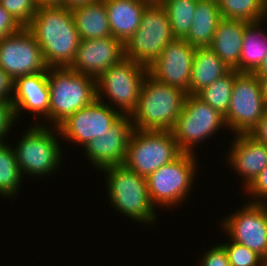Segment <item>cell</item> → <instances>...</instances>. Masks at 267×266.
Here are the masks:
<instances>
[{
	"label": "cell",
	"mask_w": 267,
	"mask_h": 266,
	"mask_svg": "<svg viewBox=\"0 0 267 266\" xmlns=\"http://www.w3.org/2000/svg\"><path fill=\"white\" fill-rule=\"evenodd\" d=\"M26 28L38 42L48 68L71 65L80 43L71 9L65 6L38 7Z\"/></svg>",
	"instance_id": "obj_1"
},
{
	"label": "cell",
	"mask_w": 267,
	"mask_h": 266,
	"mask_svg": "<svg viewBox=\"0 0 267 266\" xmlns=\"http://www.w3.org/2000/svg\"><path fill=\"white\" fill-rule=\"evenodd\" d=\"M187 93L156 81L149 74L143 80L138 106L130 115L137 130L171 131L182 112Z\"/></svg>",
	"instance_id": "obj_2"
},
{
	"label": "cell",
	"mask_w": 267,
	"mask_h": 266,
	"mask_svg": "<svg viewBox=\"0 0 267 266\" xmlns=\"http://www.w3.org/2000/svg\"><path fill=\"white\" fill-rule=\"evenodd\" d=\"M101 171L106 173L107 198L116 211L138 224L153 225L156 222L157 208L150 199L145 177L124 164L106 167Z\"/></svg>",
	"instance_id": "obj_3"
},
{
	"label": "cell",
	"mask_w": 267,
	"mask_h": 266,
	"mask_svg": "<svg viewBox=\"0 0 267 266\" xmlns=\"http://www.w3.org/2000/svg\"><path fill=\"white\" fill-rule=\"evenodd\" d=\"M29 125L30 128L12 147L22 176L29 174L30 177L42 179L56 172L62 165L63 149L57 138L60 131L58 127L48 126V122L41 124L35 121Z\"/></svg>",
	"instance_id": "obj_4"
},
{
	"label": "cell",
	"mask_w": 267,
	"mask_h": 266,
	"mask_svg": "<svg viewBox=\"0 0 267 266\" xmlns=\"http://www.w3.org/2000/svg\"><path fill=\"white\" fill-rule=\"evenodd\" d=\"M48 87L49 122L53 127L97 98L96 79L69 67H49Z\"/></svg>",
	"instance_id": "obj_5"
},
{
	"label": "cell",
	"mask_w": 267,
	"mask_h": 266,
	"mask_svg": "<svg viewBox=\"0 0 267 266\" xmlns=\"http://www.w3.org/2000/svg\"><path fill=\"white\" fill-rule=\"evenodd\" d=\"M147 74V67L123 57L96 79L97 99L122 115L130 116L138 106L140 90Z\"/></svg>",
	"instance_id": "obj_6"
},
{
	"label": "cell",
	"mask_w": 267,
	"mask_h": 266,
	"mask_svg": "<svg viewBox=\"0 0 267 266\" xmlns=\"http://www.w3.org/2000/svg\"><path fill=\"white\" fill-rule=\"evenodd\" d=\"M196 158L195 154L181 153L146 178L149 196L156 208L171 209V206L181 205L185 198L187 200L198 169Z\"/></svg>",
	"instance_id": "obj_7"
},
{
	"label": "cell",
	"mask_w": 267,
	"mask_h": 266,
	"mask_svg": "<svg viewBox=\"0 0 267 266\" xmlns=\"http://www.w3.org/2000/svg\"><path fill=\"white\" fill-rule=\"evenodd\" d=\"M175 36L163 5H147L139 28L126 40L124 57L149 68Z\"/></svg>",
	"instance_id": "obj_8"
},
{
	"label": "cell",
	"mask_w": 267,
	"mask_h": 266,
	"mask_svg": "<svg viewBox=\"0 0 267 266\" xmlns=\"http://www.w3.org/2000/svg\"><path fill=\"white\" fill-rule=\"evenodd\" d=\"M182 152L171 131L137 130L131 134L124 165L147 178Z\"/></svg>",
	"instance_id": "obj_9"
},
{
	"label": "cell",
	"mask_w": 267,
	"mask_h": 266,
	"mask_svg": "<svg viewBox=\"0 0 267 266\" xmlns=\"http://www.w3.org/2000/svg\"><path fill=\"white\" fill-rule=\"evenodd\" d=\"M227 128L224 116L196 95L187 94L171 133L182 153L194 154L195 146ZM217 131V132H216Z\"/></svg>",
	"instance_id": "obj_10"
},
{
	"label": "cell",
	"mask_w": 267,
	"mask_h": 266,
	"mask_svg": "<svg viewBox=\"0 0 267 266\" xmlns=\"http://www.w3.org/2000/svg\"><path fill=\"white\" fill-rule=\"evenodd\" d=\"M267 109L261 87L254 73L235 70L229 110L224 116L227 129L236 134H249Z\"/></svg>",
	"instance_id": "obj_11"
},
{
	"label": "cell",
	"mask_w": 267,
	"mask_h": 266,
	"mask_svg": "<svg viewBox=\"0 0 267 266\" xmlns=\"http://www.w3.org/2000/svg\"><path fill=\"white\" fill-rule=\"evenodd\" d=\"M227 216L220 223L226 236L264 258L267 255V204L245 202L241 209Z\"/></svg>",
	"instance_id": "obj_12"
},
{
	"label": "cell",
	"mask_w": 267,
	"mask_h": 266,
	"mask_svg": "<svg viewBox=\"0 0 267 266\" xmlns=\"http://www.w3.org/2000/svg\"><path fill=\"white\" fill-rule=\"evenodd\" d=\"M123 115L97 98L62 122L58 129L63 140L85 147L108 132Z\"/></svg>",
	"instance_id": "obj_13"
},
{
	"label": "cell",
	"mask_w": 267,
	"mask_h": 266,
	"mask_svg": "<svg viewBox=\"0 0 267 266\" xmlns=\"http://www.w3.org/2000/svg\"><path fill=\"white\" fill-rule=\"evenodd\" d=\"M0 68L14 80L48 68L38 42L26 27L0 40Z\"/></svg>",
	"instance_id": "obj_14"
},
{
	"label": "cell",
	"mask_w": 267,
	"mask_h": 266,
	"mask_svg": "<svg viewBox=\"0 0 267 266\" xmlns=\"http://www.w3.org/2000/svg\"><path fill=\"white\" fill-rule=\"evenodd\" d=\"M195 47L185 39L169 42L159 58L148 68V74L156 81L180 88L189 94V84Z\"/></svg>",
	"instance_id": "obj_15"
},
{
	"label": "cell",
	"mask_w": 267,
	"mask_h": 266,
	"mask_svg": "<svg viewBox=\"0 0 267 266\" xmlns=\"http://www.w3.org/2000/svg\"><path fill=\"white\" fill-rule=\"evenodd\" d=\"M134 131L129 115H123L108 132L90 141L84 152L96 170L106 167L122 165L125 161L128 143Z\"/></svg>",
	"instance_id": "obj_16"
},
{
	"label": "cell",
	"mask_w": 267,
	"mask_h": 266,
	"mask_svg": "<svg viewBox=\"0 0 267 266\" xmlns=\"http://www.w3.org/2000/svg\"><path fill=\"white\" fill-rule=\"evenodd\" d=\"M124 57L123 43L109 36L101 39L80 40L70 69L97 79L108 68Z\"/></svg>",
	"instance_id": "obj_17"
},
{
	"label": "cell",
	"mask_w": 267,
	"mask_h": 266,
	"mask_svg": "<svg viewBox=\"0 0 267 266\" xmlns=\"http://www.w3.org/2000/svg\"><path fill=\"white\" fill-rule=\"evenodd\" d=\"M230 143L227 153V163L232 167L237 176L243 177L242 183L245 190L267 167V146L257 141L250 134H236ZM236 172H235V171Z\"/></svg>",
	"instance_id": "obj_18"
},
{
	"label": "cell",
	"mask_w": 267,
	"mask_h": 266,
	"mask_svg": "<svg viewBox=\"0 0 267 266\" xmlns=\"http://www.w3.org/2000/svg\"><path fill=\"white\" fill-rule=\"evenodd\" d=\"M48 68L39 73L20 76L14 80L13 106L18 120L25 111L49 122ZM37 115V116H36Z\"/></svg>",
	"instance_id": "obj_19"
},
{
	"label": "cell",
	"mask_w": 267,
	"mask_h": 266,
	"mask_svg": "<svg viewBox=\"0 0 267 266\" xmlns=\"http://www.w3.org/2000/svg\"><path fill=\"white\" fill-rule=\"evenodd\" d=\"M112 36L123 44L139 28L148 5L141 0H104Z\"/></svg>",
	"instance_id": "obj_20"
},
{
	"label": "cell",
	"mask_w": 267,
	"mask_h": 266,
	"mask_svg": "<svg viewBox=\"0 0 267 266\" xmlns=\"http://www.w3.org/2000/svg\"><path fill=\"white\" fill-rule=\"evenodd\" d=\"M247 21L222 18L209 46L217 56L230 68L239 64L243 45V34Z\"/></svg>",
	"instance_id": "obj_21"
},
{
	"label": "cell",
	"mask_w": 267,
	"mask_h": 266,
	"mask_svg": "<svg viewBox=\"0 0 267 266\" xmlns=\"http://www.w3.org/2000/svg\"><path fill=\"white\" fill-rule=\"evenodd\" d=\"M230 70L210 47H197L193 57L189 94L196 95Z\"/></svg>",
	"instance_id": "obj_22"
},
{
	"label": "cell",
	"mask_w": 267,
	"mask_h": 266,
	"mask_svg": "<svg viewBox=\"0 0 267 266\" xmlns=\"http://www.w3.org/2000/svg\"><path fill=\"white\" fill-rule=\"evenodd\" d=\"M80 40L112 36L104 0H97L71 10Z\"/></svg>",
	"instance_id": "obj_23"
},
{
	"label": "cell",
	"mask_w": 267,
	"mask_h": 266,
	"mask_svg": "<svg viewBox=\"0 0 267 266\" xmlns=\"http://www.w3.org/2000/svg\"><path fill=\"white\" fill-rule=\"evenodd\" d=\"M221 19L218 1L198 0L193 23L185 40L195 48L209 47Z\"/></svg>",
	"instance_id": "obj_24"
},
{
	"label": "cell",
	"mask_w": 267,
	"mask_h": 266,
	"mask_svg": "<svg viewBox=\"0 0 267 266\" xmlns=\"http://www.w3.org/2000/svg\"><path fill=\"white\" fill-rule=\"evenodd\" d=\"M264 21L249 23L246 26L239 64L234 68L237 72L255 73L266 57L267 31L262 27Z\"/></svg>",
	"instance_id": "obj_25"
},
{
	"label": "cell",
	"mask_w": 267,
	"mask_h": 266,
	"mask_svg": "<svg viewBox=\"0 0 267 266\" xmlns=\"http://www.w3.org/2000/svg\"><path fill=\"white\" fill-rule=\"evenodd\" d=\"M218 6L224 19L249 23L267 19V9L263 0H218Z\"/></svg>",
	"instance_id": "obj_26"
},
{
	"label": "cell",
	"mask_w": 267,
	"mask_h": 266,
	"mask_svg": "<svg viewBox=\"0 0 267 266\" xmlns=\"http://www.w3.org/2000/svg\"><path fill=\"white\" fill-rule=\"evenodd\" d=\"M198 0H165L162 4L168 15L175 38L185 39L192 26Z\"/></svg>",
	"instance_id": "obj_27"
},
{
	"label": "cell",
	"mask_w": 267,
	"mask_h": 266,
	"mask_svg": "<svg viewBox=\"0 0 267 266\" xmlns=\"http://www.w3.org/2000/svg\"><path fill=\"white\" fill-rule=\"evenodd\" d=\"M235 69L200 90L196 96L225 116L229 110Z\"/></svg>",
	"instance_id": "obj_28"
},
{
	"label": "cell",
	"mask_w": 267,
	"mask_h": 266,
	"mask_svg": "<svg viewBox=\"0 0 267 266\" xmlns=\"http://www.w3.org/2000/svg\"><path fill=\"white\" fill-rule=\"evenodd\" d=\"M20 172L12 144L0 152V195L12 199L20 192L22 184Z\"/></svg>",
	"instance_id": "obj_29"
},
{
	"label": "cell",
	"mask_w": 267,
	"mask_h": 266,
	"mask_svg": "<svg viewBox=\"0 0 267 266\" xmlns=\"http://www.w3.org/2000/svg\"><path fill=\"white\" fill-rule=\"evenodd\" d=\"M223 243L231 266H263V258L244 245L229 240Z\"/></svg>",
	"instance_id": "obj_30"
},
{
	"label": "cell",
	"mask_w": 267,
	"mask_h": 266,
	"mask_svg": "<svg viewBox=\"0 0 267 266\" xmlns=\"http://www.w3.org/2000/svg\"><path fill=\"white\" fill-rule=\"evenodd\" d=\"M0 5L23 27L31 22L38 8L35 0H0Z\"/></svg>",
	"instance_id": "obj_31"
},
{
	"label": "cell",
	"mask_w": 267,
	"mask_h": 266,
	"mask_svg": "<svg viewBox=\"0 0 267 266\" xmlns=\"http://www.w3.org/2000/svg\"><path fill=\"white\" fill-rule=\"evenodd\" d=\"M253 197L250 198L252 203L267 204V167L261 171L256 179L244 190Z\"/></svg>",
	"instance_id": "obj_32"
},
{
	"label": "cell",
	"mask_w": 267,
	"mask_h": 266,
	"mask_svg": "<svg viewBox=\"0 0 267 266\" xmlns=\"http://www.w3.org/2000/svg\"><path fill=\"white\" fill-rule=\"evenodd\" d=\"M200 266H231L224 246L220 243L204 252Z\"/></svg>",
	"instance_id": "obj_33"
},
{
	"label": "cell",
	"mask_w": 267,
	"mask_h": 266,
	"mask_svg": "<svg viewBox=\"0 0 267 266\" xmlns=\"http://www.w3.org/2000/svg\"><path fill=\"white\" fill-rule=\"evenodd\" d=\"M16 112L11 102H0V135H7L17 124ZM16 122V123H15Z\"/></svg>",
	"instance_id": "obj_34"
},
{
	"label": "cell",
	"mask_w": 267,
	"mask_h": 266,
	"mask_svg": "<svg viewBox=\"0 0 267 266\" xmlns=\"http://www.w3.org/2000/svg\"><path fill=\"white\" fill-rule=\"evenodd\" d=\"M23 26L0 5V40L5 37L19 32Z\"/></svg>",
	"instance_id": "obj_35"
},
{
	"label": "cell",
	"mask_w": 267,
	"mask_h": 266,
	"mask_svg": "<svg viewBox=\"0 0 267 266\" xmlns=\"http://www.w3.org/2000/svg\"><path fill=\"white\" fill-rule=\"evenodd\" d=\"M14 79L0 68V102H13Z\"/></svg>",
	"instance_id": "obj_36"
},
{
	"label": "cell",
	"mask_w": 267,
	"mask_h": 266,
	"mask_svg": "<svg viewBox=\"0 0 267 266\" xmlns=\"http://www.w3.org/2000/svg\"><path fill=\"white\" fill-rule=\"evenodd\" d=\"M249 134L267 146V109L257 126Z\"/></svg>",
	"instance_id": "obj_37"
},
{
	"label": "cell",
	"mask_w": 267,
	"mask_h": 266,
	"mask_svg": "<svg viewBox=\"0 0 267 266\" xmlns=\"http://www.w3.org/2000/svg\"><path fill=\"white\" fill-rule=\"evenodd\" d=\"M95 1L97 0H64V6L72 10L76 7L89 4V3H93Z\"/></svg>",
	"instance_id": "obj_38"
},
{
	"label": "cell",
	"mask_w": 267,
	"mask_h": 266,
	"mask_svg": "<svg viewBox=\"0 0 267 266\" xmlns=\"http://www.w3.org/2000/svg\"><path fill=\"white\" fill-rule=\"evenodd\" d=\"M38 7L64 6V0H35Z\"/></svg>",
	"instance_id": "obj_39"
},
{
	"label": "cell",
	"mask_w": 267,
	"mask_h": 266,
	"mask_svg": "<svg viewBox=\"0 0 267 266\" xmlns=\"http://www.w3.org/2000/svg\"><path fill=\"white\" fill-rule=\"evenodd\" d=\"M257 77H267V55L258 70L254 73Z\"/></svg>",
	"instance_id": "obj_40"
},
{
	"label": "cell",
	"mask_w": 267,
	"mask_h": 266,
	"mask_svg": "<svg viewBox=\"0 0 267 266\" xmlns=\"http://www.w3.org/2000/svg\"><path fill=\"white\" fill-rule=\"evenodd\" d=\"M260 83L261 92L267 104V77H257Z\"/></svg>",
	"instance_id": "obj_41"
},
{
	"label": "cell",
	"mask_w": 267,
	"mask_h": 266,
	"mask_svg": "<svg viewBox=\"0 0 267 266\" xmlns=\"http://www.w3.org/2000/svg\"><path fill=\"white\" fill-rule=\"evenodd\" d=\"M8 135H0V152L3 151L10 143L8 141L5 142V139Z\"/></svg>",
	"instance_id": "obj_42"
},
{
	"label": "cell",
	"mask_w": 267,
	"mask_h": 266,
	"mask_svg": "<svg viewBox=\"0 0 267 266\" xmlns=\"http://www.w3.org/2000/svg\"><path fill=\"white\" fill-rule=\"evenodd\" d=\"M142 2L148 5H162L165 0H141Z\"/></svg>",
	"instance_id": "obj_43"
},
{
	"label": "cell",
	"mask_w": 267,
	"mask_h": 266,
	"mask_svg": "<svg viewBox=\"0 0 267 266\" xmlns=\"http://www.w3.org/2000/svg\"><path fill=\"white\" fill-rule=\"evenodd\" d=\"M263 266H267V255L263 258Z\"/></svg>",
	"instance_id": "obj_44"
},
{
	"label": "cell",
	"mask_w": 267,
	"mask_h": 266,
	"mask_svg": "<svg viewBox=\"0 0 267 266\" xmlns=\"http://www.w3.org/2000/svg\"><path fill=\"white\" fill-rule=\"evenodd\" d=\"M263 2H264V5H265V7L267 9V0H263Z\"/></svg>",
	"instance_id": "obj_45"
}]
</instances>
